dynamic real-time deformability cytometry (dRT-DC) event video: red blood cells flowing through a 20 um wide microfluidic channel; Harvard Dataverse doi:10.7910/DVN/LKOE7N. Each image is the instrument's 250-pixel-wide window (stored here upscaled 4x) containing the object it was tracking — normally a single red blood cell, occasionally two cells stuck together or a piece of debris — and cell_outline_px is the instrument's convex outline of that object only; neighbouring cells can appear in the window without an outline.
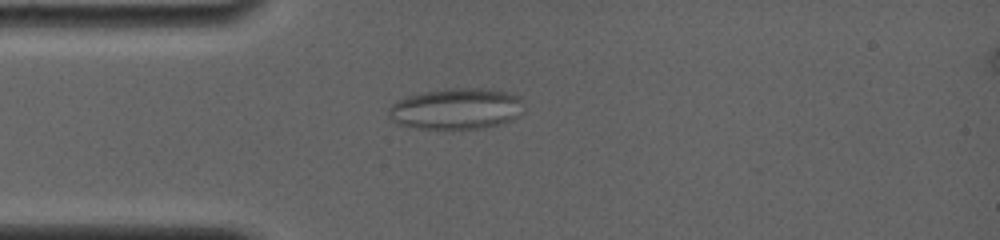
{"species": "common noctule bat (a hibernating species)", "species_latin": "Nyctalus noctula", "temperature_condition": "room temperature", "stored_images_in_passage": 57, "camera_frame_rate_fps": 4000, "um_per_image_px": 0.085, "animal": {"sex": "female", "body_mass_g": 19.0, "forearm_length_mm": 56.7}, "frame": {"image": 1, "passage_image": 12, "time_ms": 3.75, "image_size_px": [1000, 240], "cell_outline_px": [[524, 100], [520, 116], [512, 120], [500, 124], [480, 128], [420, 128], [396, 124], [388, 116], [388, 108], [392, 104], [404, 96], [424, 92], [452, 88], [480, 88], [508, 92]], "centroid_in_image_um": [38.77, 9.24], "position_along_channel_um": 46.2, "area_um2": 32.37}}
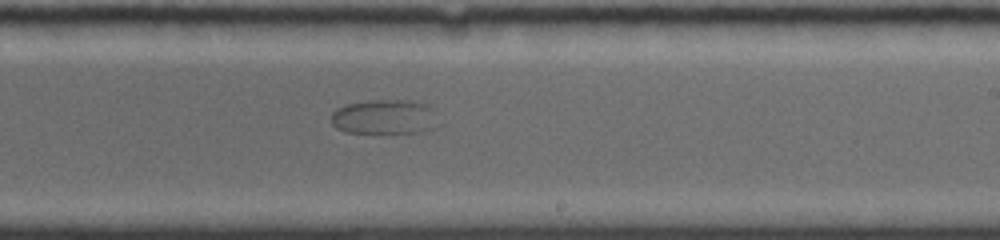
{"frame": {"image": 2, "passage_image": 31, "time_ms": 9.75, "image_size_px": [1000, 240], "cell_outline_px": [[432, 128], [424, 132], [384, 136], [344, 132], [336, 128], [332, 124], [332, 112], [336, 108], [348, 104], [372, 100], [412, 100], [424, 104], [432, 108]], "centroid_in_image_um": [32.59, 10.0], "position_along_channel_um": 256.4, "area_um2": 22.2}}
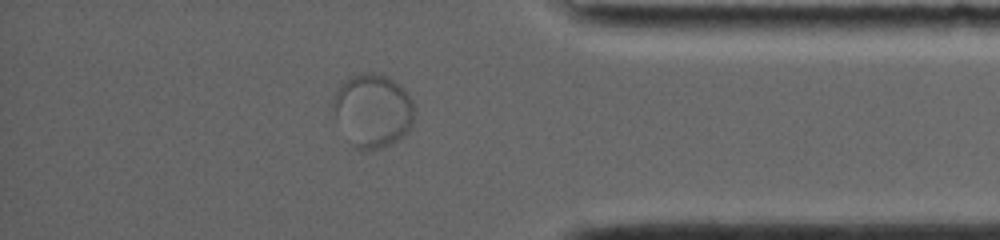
{"frame": {"image": 3, "passage_image": 52, "time_ms": 14.0, "image_size_px": [1000, 240], "cell_outline_px": [[412, 120], [408, 128], [396, 140], [388, 144], [376, 148], [356, 148], [336, 112], [336, 88], [344, 80], [360, 72], [372, 72], [388, 76], [400, 84], [408, 92], [412, 100]], "centroid_in_image_um": [31.74, 9.28], "position_along_channel_um": 403.5, "area_um2": 33.0}}